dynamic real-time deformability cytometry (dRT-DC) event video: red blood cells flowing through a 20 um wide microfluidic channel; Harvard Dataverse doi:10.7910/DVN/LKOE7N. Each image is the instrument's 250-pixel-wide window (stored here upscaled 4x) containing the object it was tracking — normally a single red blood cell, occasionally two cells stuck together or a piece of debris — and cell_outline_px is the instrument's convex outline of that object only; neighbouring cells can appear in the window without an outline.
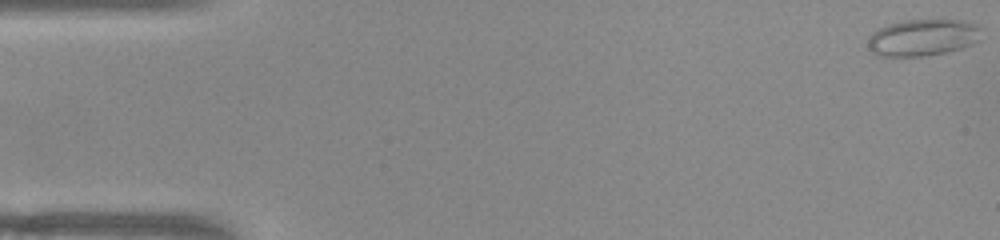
{"species": "common noctule bat (a hibernating species)", "species_latin": "Nyctalus noctula", "temperature_condition": "warm", "stored_images_in_passage": 52, "camera_frame_rate_fps": 3000, "um_per_image_px": 0.085, "animal": {"sex": "female", "body_mass_g": 22.0, "forearm_length_mm": 56.7}, "frame": {"image": 1, "passage_image": 1, "time_ms": 0.0, "image_size_px": [1000, 240], "cell_outline_px": [[984, 28], [980, 40], [972, 44], [960, 48], [944, 52], [924, 56], [880, 56], [872, 52], [868, 48], [868, 36], [872, 32], [888, 24], [904, 20], [944, 16], [964, 20], [980, 24]], "centroid_in_image_um": [78.53, 3.12], "position_along_channel_um": 6.5, "area_um2": 25.49}}
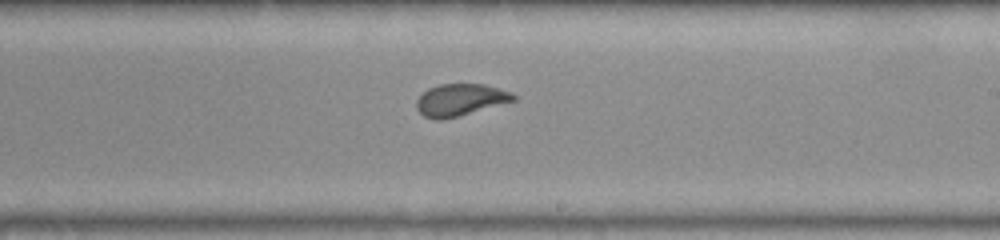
{"frame": {"image": 2, "passage_image": 30, "time_ms": 9.667, "image_size_px": [1000, 240], "cell_outline_px": [[516, 100], [456, 116], [440, 120], [432, 120], [424, 116], [416, 108], [416, 100], [428, 88], [440, 84], [484, 84], [512, 92], [516, 96]], "centroid_in_image_um": [39.1, 8.48], "position_along_channel_um": 249.9, "area_um2": 17.86}}
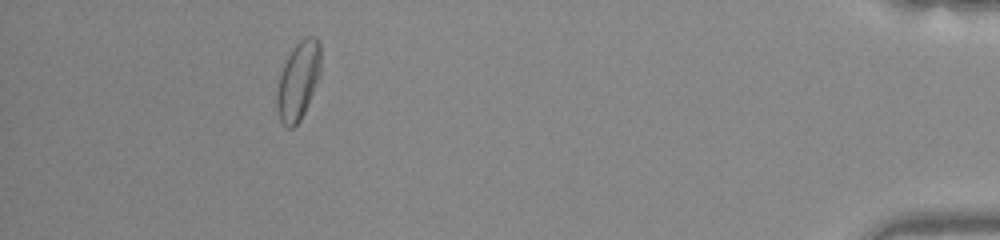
{"frame": {"image": 3, "passage_image": 47, "time_ms": 15.333, "image_size_px": [1000, 240], "cell_outline_px": [[320, 76], [304, 112], [300, 120], [292, 128], [288, 128], [280, 120], [276, 108], [276, 92], [280, 72], [292, 48], [304, 36], [316, 36], [320, 44]], "centroid_in_image_um": [25.34, 6.84], "position_along_channel_um": 409.9, "area_um2": 20.06}, "authors_computed_cell_mechanics": {"area_um2": 19.2763, "velocity_mm_per_s": 3.9434, "shape_relaxation_time_tau1_ms": 4.3976, "shape_relaxation_time_tau2_ms": 0.6732, "deformation_change_tau1": 0.1261, "deformation_change_tau2": 0.0534}}